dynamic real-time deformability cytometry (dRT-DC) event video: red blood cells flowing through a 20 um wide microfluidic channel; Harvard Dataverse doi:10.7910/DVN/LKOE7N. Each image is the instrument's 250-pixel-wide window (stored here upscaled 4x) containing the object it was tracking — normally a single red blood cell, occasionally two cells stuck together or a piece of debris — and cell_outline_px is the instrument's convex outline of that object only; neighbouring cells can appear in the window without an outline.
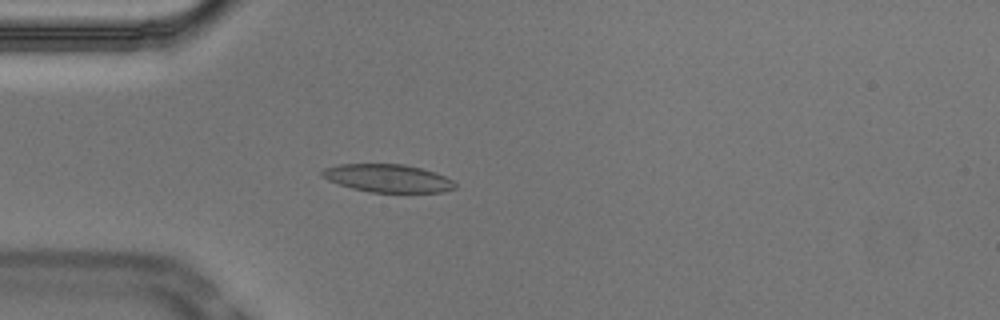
{"species": "Egyptian fruit bat (a non-hibernating species)", "species_latin": "Rousettus aegyptiacus", "temperature_condition": "cold", "stored_images_in_passage": 52, "camera_frame_rate_fps": 3000, "um_per_image_px": 0.085, "animal": {"sex": "male"}, "frame": {"image": 1, "passage_image": 13, "time_ms": 4.0, "image_size_px": [1000, 320], "cell_outline_px": [[456, 188], [444, 192], [368, 192], [352, 188], [328, 180], [320, 176], [320, 172], [324, 168], [340, 164], [404, 164], [436, 172], [452, 180], [456, 184]], "centroid_in_image_um": [32.96, 15.15], "position_along_channel_um": 52.0, "area_um2": 21.68}}
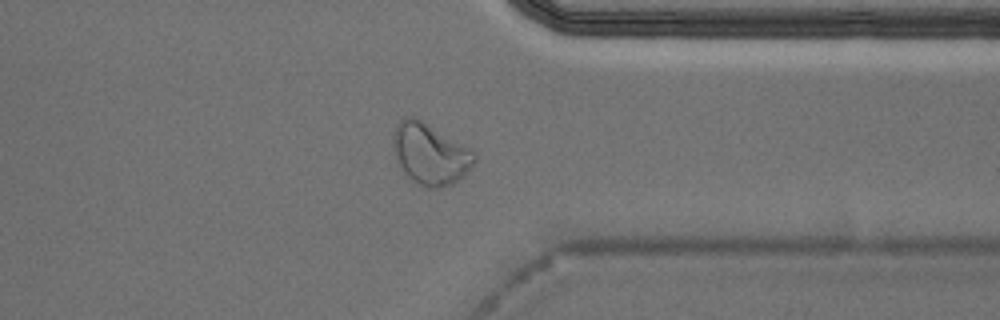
{"frame": {"image": 2, "passage_image": 40, "time_ms": 13.0, "image_size_px": [1000, 320], "cell_outline_px": [[476, 160], [464, 176], [452, 184], [440, 188], [428, 188], [412, 180], [404, 172], [396, 156], [392, 144], [392, 136], [396, 124], [400, 120], [408, 116], [416, 116], [472, 148], [476, 156]], "centroid_in_image_um": [36.58, 13.05], "position_along_channel_um": 374.8, "area_um2": 29.25}}
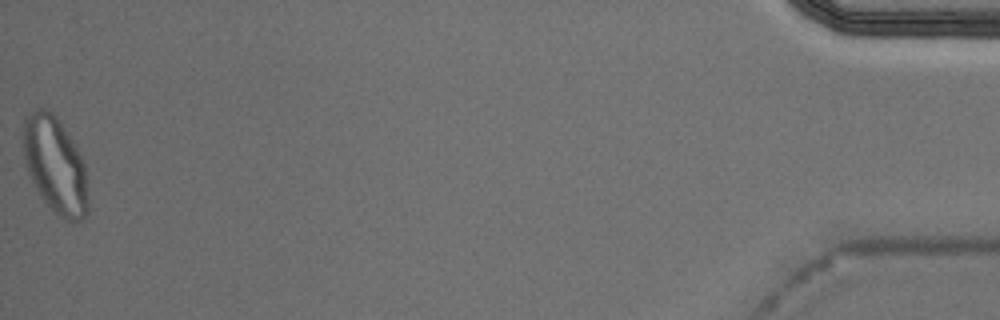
{"frame": {"image": 3, "passage_image": 52, "time_ms": 17.0, "image_size_px": [1000, 320], "cell_outline_px": [[88, 212], [84, 220], [72, 224], [56, 212], [40, 196], [24, 164], [24, 116], [36, 108], [48, 108], [56, 116], [68, 132], [84, 164], [88, 200]], "centroid_in_image_um": [4.69, 14.03], "position_along_channel_um": 430.5, "area_um2": 36.41}, "authors_computed_cell_mechanics": {"area_um2": 21.2415, "velocity_mm_per_s": 3.7073, "shape_relaxation_time_tau1_ms": 5.0151, "shape_relaxation_time_tau2_ms": 1.8005, "deformation_change_tau1": 0.1414, "deformation_change_tau2": 0.0697}}